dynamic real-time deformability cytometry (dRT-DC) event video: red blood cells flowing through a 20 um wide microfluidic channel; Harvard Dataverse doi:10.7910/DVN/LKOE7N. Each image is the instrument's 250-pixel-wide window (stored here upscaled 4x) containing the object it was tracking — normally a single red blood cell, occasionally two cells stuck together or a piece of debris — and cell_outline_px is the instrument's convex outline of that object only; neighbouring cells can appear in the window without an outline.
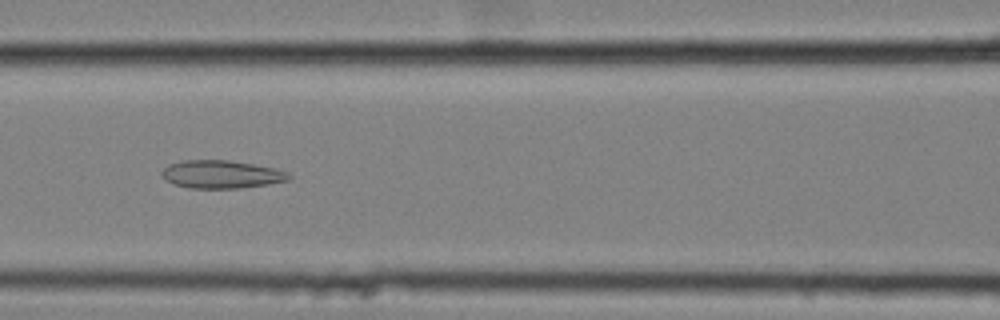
{"species": "common noctule bat (a hibernating species)", "species_latin": "Nyctalus noctula", "temperature_condition": "cold", "stored_images_in_passage": 41, "camera_frame_rate_fps": 3000, "um_per_image_px": 0.085, "animal": {"sex": "female", "body_mass_g": 25.1}, "frame": {"image": 1, "passage_image": 10, "time_ms": 3.0, "image_size_px": [1000, 320], "cell_outline_px": [[292, 176], [288, 180], [268, 184], [240, 188], [188, 188], [172, 184], [164, 180], [160, 172], [168, 164], [184, 160], [228, 160], [276, 168], [288, 172]], "centroid_in_image_um": [18.78, 14.82], "position_along_channel_um": 147.8, "area_um2": 20.87}}
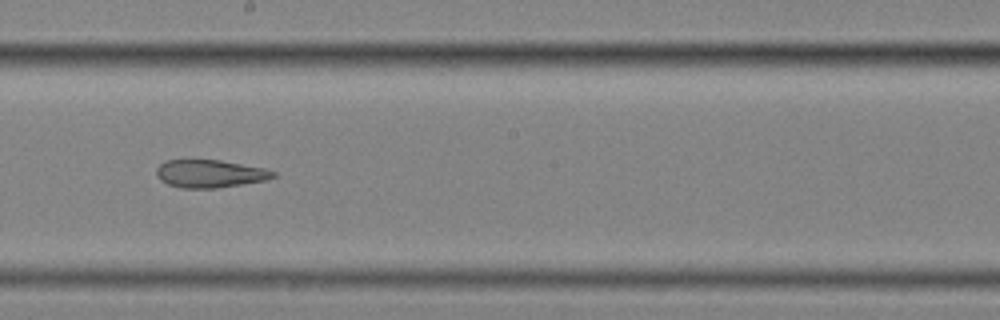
{"frame": {"image": 2, "passage_image": 17, "time_ms": 5.333, "image_size_px": [1000, 320], "cell_outline_px": [[276, 176], [264, 180], [216, 188], [180, 188], [168, 184], [160, 180], [156, 176], [156, 168], [164, 160], [220, 160], [264, 168], [276, 172]], "centroid_in_image_um": [17.8, 14.76], "position_along_channel_um": 230.4, "area_um2": 18.84}}
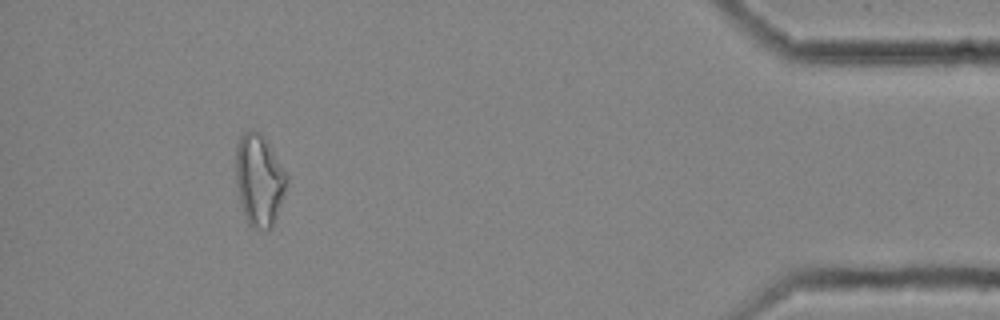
{"frame": {"image": 3, "passage_image": 37, "time_ms": 12.0, "image_size_px": [1000, 320], "cell_outline_px": [[288, 180], [272, 228], [256, 228], [248, 224], [240, 200], [236, 180], [236, 148], [240, 136], [244, 132], [260, 132], [268, 144], [288, 176]], "centroid_in_image_um": [22.02, 15.3], "position_along_channel_um": 413.2, "area_um2": 26.41}, "authors_computed_cell_mechanics": {"area_um2": 21.0392, "velocity_mm_per_s": 3.5487, "shape_relaxation_time_tau1_ms": null, "shape_relaxation_time_tau2_ms": 4.5424, "deformation_change_tau1": null, "deformation_change_tau2": 0.1257}}